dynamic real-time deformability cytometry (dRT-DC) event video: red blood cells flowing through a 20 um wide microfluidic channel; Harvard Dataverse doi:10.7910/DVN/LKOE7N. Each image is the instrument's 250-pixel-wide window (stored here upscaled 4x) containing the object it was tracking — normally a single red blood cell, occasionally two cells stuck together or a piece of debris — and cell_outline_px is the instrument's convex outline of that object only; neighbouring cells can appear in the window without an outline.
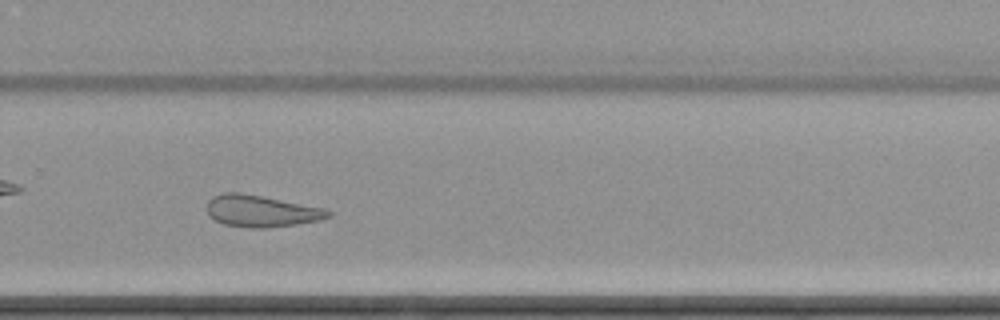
{"species": "common noctule bat (a hibernating species)", "species_latin": "Nyctalus noctula", "temperature_condition": "cold", "stored_images_in_passage": 45, "camera_frame_rate_fps": 3000, "um_per_image_px": 0.085, "animal": {"sex": "female", "body_mass_g": 22.7, "forearm_length_mm": 54.2}, "frame": {"image": 1, "passage_image": 26, "time_ms": 8.333, "image_size_px": [1000, 320], "cell_outline_px": [[332, 216], [320, 220], [296, 224], [268, 228], [248, 228], [224, 224], [208, 216], [208, 200], [212, 196], [224, 192], [240, 192], [324, 208], [332, 212]], "centroid_in_image_um": [22.2, 17.94], "position_along_channel_um": 307.6, "area_um2": 22.43}, "authors_computed_cell_mechanics": {"area_um2": 23.5246, "velocity_mm_per_s": 3.4728, "shape_relaxation_time_tau1_ms": null, "shape_relaxation_time_tau2_ms": 3.9792, "deformation_change_tau1": null, "deformation_change_tau2": 0.115}}